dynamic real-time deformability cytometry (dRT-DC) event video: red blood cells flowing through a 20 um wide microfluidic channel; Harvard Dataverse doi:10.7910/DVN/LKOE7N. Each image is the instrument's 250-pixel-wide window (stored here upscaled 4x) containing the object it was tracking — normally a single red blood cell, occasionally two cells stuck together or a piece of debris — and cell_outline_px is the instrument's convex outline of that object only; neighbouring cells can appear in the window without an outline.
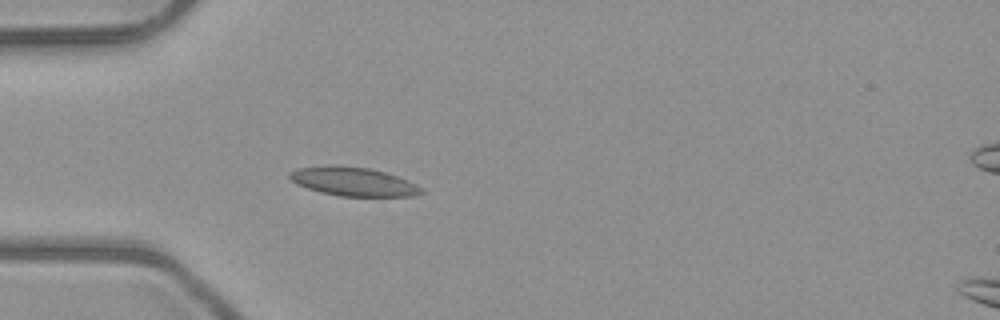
{"species": "common noctule bat (a hibernating species)", "species_latin": "Nyctalus noctula", "temperature_condition": "room temperature", "stored_images_in_passage": 4, "camera_frame_rate_fps": 3000, "um_per_image_px": 0.085, "animal": {"sex": "male", "body_mass_g": 23.1, "forearm_length_mm": 52.7}, "frame": {"image": 1, "passage_image": 3, "time_ms": 3.0, "image_size_px": [1000, 320], "cell_outline_px": [[424, 192], [412, 196], [340, 196], [320, 192], [296, 184], [288, 176], [288, 172], [296, 168], [328, 164], [336, 164], [368, 168], [384, 172], [408, 180], [424, 188]], "centroid_in_image_um": [29.99, 15.42], "position_along_channel_um": 55.0, "area_um2": 22.31}}